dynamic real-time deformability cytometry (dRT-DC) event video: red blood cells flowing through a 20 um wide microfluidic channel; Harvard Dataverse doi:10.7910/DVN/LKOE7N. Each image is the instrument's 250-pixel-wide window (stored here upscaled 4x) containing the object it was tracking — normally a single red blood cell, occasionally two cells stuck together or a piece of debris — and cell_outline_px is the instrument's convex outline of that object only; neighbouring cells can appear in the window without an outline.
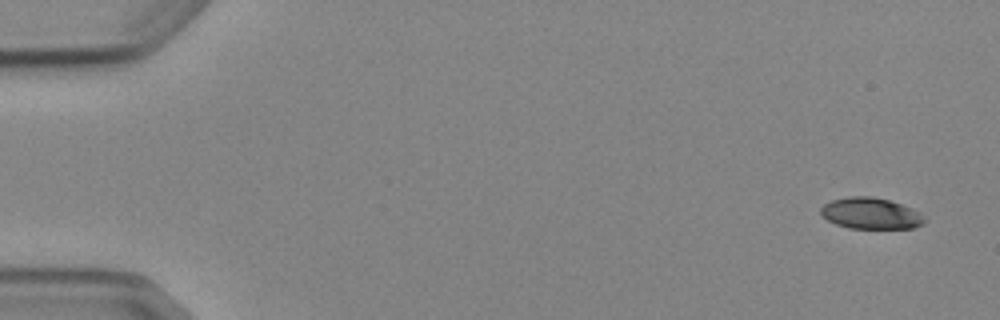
{"species": "Egyptian fruit bat (a non-hibernating species)", "species_latin": "Rousettus aegyptiacus", "temperature_condition": "cold", "stored_images_in_passage": 5, "camera_frame_rate_fps": 3000, "um_per_image_px": 0.085, "animal": {"sex": "female"}, "frame": {"image": 1, "passage_image": 1, "time_ms": 0.0, "image_size_px": [1000, 320], "cell_outline_px": [[924, 224], [912, 228], [848, 228], [836, 224], [828, 220], [820, 212], [820, 208], [824, 204], [832, 200], [848, 196], [872, 196], [888, 200], [912, 208], [920, 212], [924, 216]], "centroid_in_image_um": [74.02, 18.13], "position_along_channel_um": 11.0, "area_um2": 18.84}}
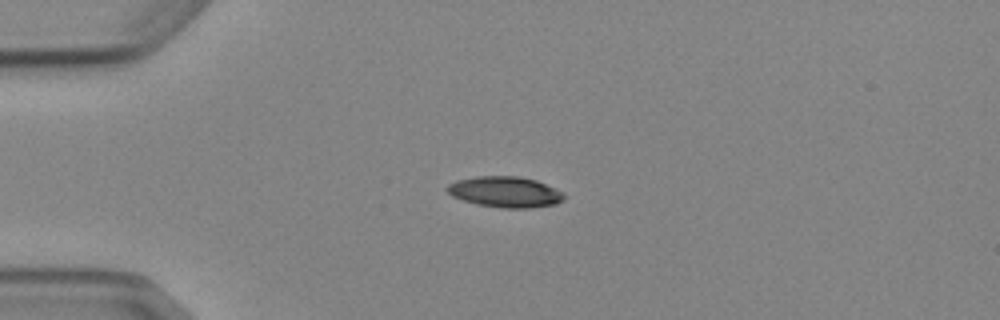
{"frame": {"image": 2, "passage_image": 4, "time_ms": 3.667, "image_size_px": [1000, 320], "cell_outline_px": [[564, 200], [556, 204], [528, 208], [504, 208], [476, 204], [452, 196], [444, 188], [448, 184], [456, 180], [476, 176], [516, 176], [536, 180], [564, 192]], "centroid_in_image_um": [42.93, 16.31], "position_along_channel_um": 42.1, "area_um2": 21.04}}